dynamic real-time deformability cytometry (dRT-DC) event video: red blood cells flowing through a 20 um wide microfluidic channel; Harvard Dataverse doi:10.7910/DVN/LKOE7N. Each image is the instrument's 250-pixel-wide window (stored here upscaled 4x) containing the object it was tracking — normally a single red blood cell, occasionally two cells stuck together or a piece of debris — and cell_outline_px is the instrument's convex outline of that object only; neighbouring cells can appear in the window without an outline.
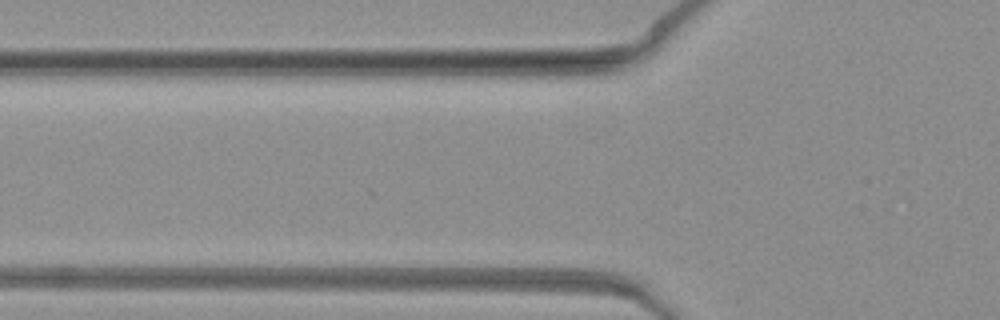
{"species": "common noctule bat (a hibernating species)", "species_latin": "Nyctalus noctula", "temperature_condition": "warm", "stored_images_in_passage": 3, "camera_frame_rate_fps": 3000, "um_per_image_px": 0.085, "animal": {"sex": "female", "body_mass_g": 19.3, "forearm_length_mm": 54.1}, "frame": {"image": 1, "passage_image": 3, "time_ms": 0.667, "image_size_px": [1000, 320], "cell_outline_px": [[632, 296], [592, 296], [456, 292], [456, 288], [472, 280], [596, 288], [628, 292]], "centroid_in_image_um": [45.43, 24.59], "position_along_channel_um": 80.4, "area_um2": 11.62}}